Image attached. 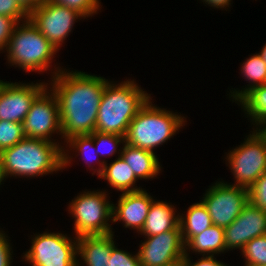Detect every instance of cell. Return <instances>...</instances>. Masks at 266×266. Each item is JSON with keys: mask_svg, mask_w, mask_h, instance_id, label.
Listing matches in <instances>:
<instances>
[{"mask_svg": "<svg viewBox=\"0 0 266 266\" xmlns=\"http://www.w3.org/2000/svg\"><path fill=\"white\" fill-rule=\"evenodd\" d=\"M5 177H6V174L4 171L2 160L0 158V184H1L2 180H4Z\"/></svg>", "mask_w": 266, "mask_h": 266, "instance_id": "8d00e7d4", "label": "cell"}, {"mask_svg": "<svg viewBox=\"0 0 266 266\" xmlns=\"http://www.w3.org/2000/svg\"><path fill=\"white\" fill-rule=\"evenodd\" d=\"M165 266H185L183 263V258L179 259L171 264L165 265Z\"/></svg>", "mask_w": 266, "mask_h": 266, "instance_id": "74e56055", "label": "cell"}, {"mask_svg": "<svg viewBox=\"0 0 266 266\" xmlns=\"http://www.w3.org/2000/svg\"><path fill=\"white\" fill-rule=\"evenodd\" d=\"M202 200L213 225L225 228L240 215L249 202L248 189L218 182L208 189Z\"/></svg>", "mask_w": 266, "mask_h": 266, "instance_id": "9c48e42d", "label": "cell"}, {"mask_svg": "<svg viewBox=\"0 0 266 266\" xmlns=\"http://www.w3.org/2000/svg\"><path fill=\"white\" fill-rule=\"evenodd\" d=\"M22 8L30 14L33 10L38 8L46 0H17Z\"/></svg>", "mask_w": 266, "mask_h": 266, "instance_id": "e575fe53", "label": "cell"}, {"mask_svg": "<svg viewBox=\"0 0 266 266\" xmlns=\"http://www.w3.org/2000/svg\"><path fill=\"white\" fill-rule=\"evenodd\" d=\"M89 192L80 194L69 205L70 213L75 218L76 237L113 233L107 223L110 218L112 220L113 204L107 201L105 192Z\"/></svg>", "mask_w": 266, "mask_h": 266, "instance_id": "8992f818", "label": "cell"}, {"mask_svg": "<svg viewBox=\"0 0 266 266\" xmlns=\"http://www.w3.org/2000/svg\"><path fill=\"white\" fill-rule=\"evenodd\" d=\"M188 253L185 252V255L183 257V263L185 266H227L223 264L222 262L215 260L214 256H206L198 260V262L191 263V260L189 259Z\"/></svg>", "mask_w": 266, "mask_h": 266, "instance_id": "836d02e7", "label": "cell"}, {"mask_svg": "<svg viewBox=\"0 0 266 266\" xmlns=\"http://www.w3.org/2000/svg\"><path fill=\"white\" fill-rule=\"evenodd\" d=\"M18 25L20 23L15 27L6 47L10 64L18 65L26 72L47 71L57 50L30 19Z\"/></svg>", "mask_w": 266, "mask_h": 266, "instance_id": "5b68a950", "label": "cell"}, {"mask_svg": "<svg viewBox=\"0 0 266 266\" xmlns=\"http://www.w3.org/2000/svg\"><path fill=\"white\" fill-rule=\"evenodd\" d=\"M238 102L256 125L266 127V84L249 89Z\"/></svg>", "mask_w": 266, "mask_h": 266, "instance_id": "7402d4cb", "label": "cell"}, {"mask_svg": "<svg viewBox=\"0 0 266 266\" xmlns=\"http://www.w3.org/2000/svg\"><path fill=\"white\" fill-rule=\"evenodd\" d=\"M24 138L22 123L0 120V153Z\"/></svg>", "mask_w": 266, "mask_h": 266, "instance_id": "d4e9b609", "label": "cell"}, {"mask_svg": "<svg viewBox=\"0 0 266 266\" xmlns=\"http://www.w3.org/2000/svg\"><path fill=\"white\" fill-rule=\"evenodd\" d=\"M44 83L0 84V120L23 123L34 100L46 89Z\"/></svg>", "mask_w": 266, "mask_h": 266, "instance_id": "4fadbf2b", "label": "cell"}, {"mask_svg": "<svg viewBox=\"0 0 266 266\" xmlns=\"http://www.w3.org/2000/svg\"><path fill=\"white\" fill-rule=\"evenodd\" d=\"M0 15L14 18L20 23L29 19V14L22 8L17 0H0Z\"/></svg>", "mask_w": 266, "mask_h": 266, "instance_id": "f546056e", "label": "cell"}, {"mask_svg": "<svg viewBox=\"0 0 266 266\" xmlns=\"http://www.w3.org/2000/svg\"><path fill=\"white\" fill-rule=\"evenodd\" d=\"M112 233L77 237V255L84 259L86 266H110Z\"/></svg>", "mask_w": 266, "mask_h": 266, "instance_id": "2e32d148", "label": "cell"}, {"mask_svg": "<svg viewBox=\"0 0 266 266\" xmlns=\"http://www.w3.org/2000/svg\"><path fill=\"white\" fill-rule=\"evenodd\" d=\"M249 202L266 211V171L248 188Z\"/></svg>", "mask_w": 266, "mask_h": 266, "instance_id": "484cf974", "label": "cell"}, {"mask_svg": "<svg viewBox=\"0 0 266 266\" xmlns=\"http://www.w3.org/2000/svg\"><path fill=\"white\" fill-rule=\"evenodd\" d=\"M76 241L61 233H43L32 239L24 258L32 266H79Z\"/></svg>", "mask_w": 266, "mask_h": 266, "instance_id": "ba28073f", "label": "cell"}, {"mask_svg": "<svg viewBox=\"0 0 266 266\" xmlns=\"http://www.w3.org/2000/svg\"><path fill=\"white\" fill-rule=\"evenodd\" d=\"M212 225L211 217L202 201L191 205L185 218L182 215L179 216V226L184 244Z\"/></svg>", "mask_w": 266, "mask_h": 266, "instance_id": "ffe728a7", "label": "cell"}, {"mask_svg": "<svg viewBox=\"0 0 266 266\" xmlns=\"http://www.w3.org/2000/svg\"><path fill=\"white\" fill-rule=\"evenodd\" d=\"M178 216H175L172 205L153 200L140 233L150 237L173 230L179 225Z\"/></svg>", "mask_w": 266, "mask_h": 266, "instance_id": "ac0fdd59", "label": "cell"}, {"mask_svg": "<svg viewBox=\"0 0 266 266\" xmlns=\"http://www.w3.org/2000/svg\"><path fill=\"white\" fill-rule=\"evenodd\" d=\"M60 6L78 11L85 18L96 13L99 9V0H48Z\"/></svg>", "mask_w": 266, "mask_h": 266, "instance_id": "4316f807", "label": "cell"}, {"mask_svg": "<svg viewBox=\"0 0 266 266\" xmlns=\"http://www.w3.org/2000/svg\"><path fill=\"white\" fill-rule=\"evenodd\" d=\"M185 117L153 106L150 100L130 122L125 143L154 152L183 126Z\"/></svg>", "mask_w": 266, "mask_h": 266, "instance_id": "277c9868", "label": "cell"}, {"mask_svg": "<svg viewBox=\"0 0 266 266\" xmlns=\"http://www.w3.org/2000/svg\"><path fill=\"white\" fill-rule=\"evenodd\" d=\"M66 142H67V144L69 143V145H70L69 147H73L74 149L78 150V152L81 154H85L86 150L89 153L90 149L95 148L93 136L91 134L74 135V136L70 137L69 139H67ZM95 150H96V148L94 149L93 152H96ZM88 156L90 158V155H88ZM85 158L87 159V156ZM87 161L89 162V160H87Z\"/></svg>", "mask_w": 266, "mask_h": 266, "instance_id": "4dcf8cb0", "label": "cell"}, {"mask_svg": "<svg viewBox=\"0 0 266 266\" xmlns=\"http://www.w3.org/2000/svg\"><path fill=\"white\" fill-rule=\"evenodd\" d=\"M17 24L18 22L14 18L0 15V51L7 47Z\"/></svg>", "mask_w": 266, "mask_h": 266, "instance_id": "1f68e13d", "label": "cell"}, {"mask_svg": "<svg viewBox=\"0 0 266 266\" xmlns=\"http://www.w3.org/2000/svg\"><path fill=\"white\" fill-rule=\"evenodd\" d=\"M152 201V197L145 190L122 193L118 206L113 204V222L122 220L125 228L141 231Z\"/></svg>", "mask_w": 266, "mask_h": 266, "instance_id": "9a60e30c", "label": "cell"}, {"mask_svg": "<svg viewBox=\"0 0 266 266\" xmlns=\"http://www.w3.org/2000/svg\"><path fill=\"white\" fill-rule=\"evenodd\" d=\"M260 128L228 153L227 160L236 180L234 186L248 189L266 171V132Z\"/></svg>", "mask_w": 266, "mask_h": 266, "instance_id": "52a82bcc", "label": "cell"}, {"mask_svg": "<svg viewBox=\"0 0 266 266\" xmlns=\"http://www.w3.org/2000/svg\"><path fill=\"white\" fill-rule=\"evenodd\" d=\"M266 234V211L248 202L240 215L224 228L225 250L244 246L253 238Z\"/></svg>", "mask_w": 266, "mask_h": 266, "instance_id": "5bb4252c", "label": "cell"}, {"mask_svg": "<svg viewBox=\"0 0 266 266\" xmlns=\"http://www.w3.org/2000/svg\"><path fill=\"white\" fill-rule=\"evenodd\" d=\"M6 235L0 231V266H10L11 263V248Z\"/></svg>", "mask_w": 266, "mask_h": 266, "instance_id": "d6a6232c", "label": "cell"}, {"mask_svg": "<svg viewBox=\"0 0 266 266\" xmlns=\"http://www.w3.org/2000/svg\"><path fill=\"white\" fill-rule=\"evenodd\" d=\"M131 167L137 179H149L158 175L161 170L160 162L154 152L124 144L119 153Z\"/></svg>", "mask_w": 266, "mask_h": 266, "instance_id": "e0dca14e", "label": "cell"}, {"mask_svg": "<svg viewBox=\"0 0 266 266\" xmlns=\"http://www.w3.org/2000/svg\"><path fill=\"white\" fill-rule=\"evenodd\" d=\"M112 233V250L110 255V266H140L138 254L132 256L130 253L115 247Z\"/></svg>", "mask_w": 266, "mask_h": 266, "instance_id": "f1b7e54d", "label": "cell"}, {"mask_svg": "<svg viewBox=\"0 0 266 266\" xmlns=\"http://www.w3.org/2000/svg\"><path fill=\"white\" fill-rule=\"evenodd\" d=\"M259 56L263 59V61L266 63V44L264 45L263 49L260 53H258Z\"/></svg>", "mask_w": 266, "mask_h": 266, "instance_id": "f35d334b", "label": "cell"}, {"mask_svg": "<svg viewBox=\"0 0 266 266\" xmlns=\"http://www.w3.org/2000/svg\"><path fill=\"white\" fill-rule=\"evenodd\" d=\"M188 247V248H187ZM187 249H191L195 252L203 254V256H214L225 251V236L224 228L216 225H212L199 235L193 236L185 244V252ZM205 254V255H204Z\"/></svg>", "mask_w": 266, "mask_h": 266, "instance_id": "44dd1931", "label": "cell"}, {"mask_svg": "<svg viewBox=\"0 0 266 266\" xmlns=\"http://www.w3.org/2000/svg\"><path fill=\"white\" fill-rule=\"evenodd\" d=\"M54 79V80H53ZM52 90L57 98L61 135L65 140L74 135L95 131L99 104L107 80L85 72L56 70Z\"/></svg>", "mask_w": 266, "mask_h": 266, "instance_id": "6da1fadb", "label": "cell"}, {"mask_svg": "<svg viewBox=\"0 0 266 266\" xmlns=\"http://www.w3.org/2000/svg\"><path fill=\"white\" fill-rule=\"evenodd\" d=\"M147 238L137 253L140 266H165L185 255V244L179 225L173 230Z\"/></svg>", "mask_w": 266, "mask_h": 266, "instance_id": "7c38bea8", "label": "cell"}, {"mask_svg": "<svg viewBox=\"0 0 266 266\" xmlns=\"http://www.w3.org/2000/svg\"><path fill=\"white\" fill-rule=\"evenodd\" d=\"M57 142L27 138L0 153L4 171L11 176L37 177L69 165L68 154Z\"/></svg>", "mask_w": 266, "mask_h": 266, "instance_id": "7a4b0ae2", "label": "cell"}, {"mask_svg": "<svg viewBox=\"0 0 266 266\" xmlns=\"http://www.w3.org/2000/svg\"><path fill=\"white\" fill-rule=\"evenodd\" d=\"M205 3L211 5L212 7H216V8H226L227 6H229V2H231V0H204Z\"/></svg>", "mask_w": 266, "mask_h": 266, "instance_id": "d590c367", "label": "cell"}, {"mask_svg": "<svg viewBox=\"0 0 266 266\" xmlns=\"http://www.w3.org/2000/svg\"><path fill=\"white\" fill-rule=\"evenodd\" d=\"M134 81L107 82L99 104L95 131L126 135L128 126L151 98Z\"/></svg>", "mask_w": 266, "mask_h": 266, "instance_id": "3957f363", "label": "cell"}, {"mask_svg": "<svg viewBox=\"0 0 266 266\" xmlns=\"http://www.w3.org/2000/svg\"><path fill=\"white\" fill-rule=\"evenodd\" d=\"M91 135L93 136V141L96 144L97 150H96V155H98L99 153L102 155L104 154L106 155H113V153H115L117 150L116 148L118 147V145L120 144V142L125 143V137L121 136V135H117V134H113V133H100L98 131H94L93 133H91ZM97 141V142H96ZM108 143V145H110V149H108V152H104V151H99V146L103 145L106 146V144Z\"/></svg>", "mask_w": 266, "mask_h": 266, "instance_id": "83f0119b", "label": "cell"}, {"mask_svg": "<svg viewBox=\"0 0 266 266\" xmlns=\"http://www.w3.org/2000/svg\"><path fill=\"white\" fill-rule=\"evenodd\" d=\"M242 252L246 266H266V234L251 239Z\"/></svg>", "mask_w": 266, "mask_h": 266, "instance_id": "cb8c5ba5", "label": "cell"}, {"mask_svg": "<svg viewBox=\"0 0 266 266\" xmlns=\"http://www.w3.org/2000/svg\"><path fill=\"white\" fill-rule=\"evenodd\" d=\"M47 90L34 100L22 124L25 137L52 142V133L62 131L57 98Z\"/></svg>", "mask_w": 266, "mask_h": 266, "instance_id": "8fae6325", "label": "cell"}, {"mask_svg": "<svg viewBox=\"0 0 266 266\" xmlns=\"http://www.w3.org/2000/svg\"><path fill=\"white\" fill-rule=\"evenodd\" d=\"M99 165L101 167L96 171L97 175L100 178L107 180L113 188L121 192L123 191V193L142 190L140 187H134L137 178L131 170V167L121 156L109 166H107L105 161H102Z\"/></svg>", "mask_w": 266, "mask_h": 266, "instance_id": "d6986e66", "label": "cell"}, {"mask_svg": "<svg viewBox=\"0 0 266 266\" xmlns=\"http://www.w3.org/2000/svg\"><path fill=\"white\" fill-rule=\"evenodd\" d=\"M78 17L84 18L78 11L48 0L29 14L30 21L56 50H59Z\"/></svg>", "mask_w": 266, "mask_h": 266, "instance_id": "30bf717a", "label": "cell"}, {"mask_svg": "<svg viewBox=\"0 0 266 266\" xmlns=\"http://www.w3.org/2000/svg\"><path fill=\"white\" fill-rule=\"evenodd\" d=\"M241 73H244V77L250 80L254 84H249L248 88H244L242 91H233L231 96L235 98V101L239 100L249 89L266 84V63L259 56V54L253 55L250 58H247L246 61L242 64Z\"/></svg>", "mask_w": 266, "mask_h": 266, "instance_id": "603a6c76", "label": "cell"}]
</instances>
